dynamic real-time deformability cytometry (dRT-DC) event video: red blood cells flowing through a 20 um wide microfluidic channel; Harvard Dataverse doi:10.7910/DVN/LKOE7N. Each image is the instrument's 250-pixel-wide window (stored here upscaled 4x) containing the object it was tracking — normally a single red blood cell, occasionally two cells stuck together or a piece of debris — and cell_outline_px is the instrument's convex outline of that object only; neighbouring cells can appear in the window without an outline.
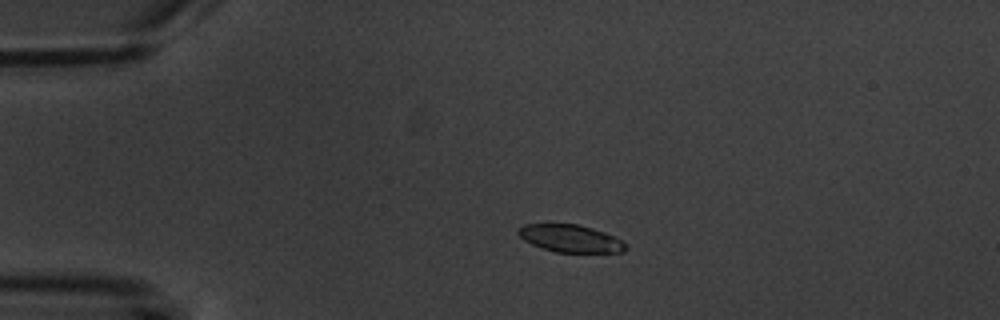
{"species": "common noctule bat (a hibernating species)", "species_latin": "Nyctalus noctula", "temperature_condition": "warm", "stored_images_in_passage": 6, "camera_frame_rate_fps": 3000, "um_per_image_px": 0.085, "animal": {"sex": "male", "body_mass_g": 20.1, "forearm_length_mm": 53.5}, "frame": {"image": 1, "passage_image": 3, "time_ms": 2.333, "image_size_px": [1000, 320], "cell_outline_px": [[628, 248], [624, 252], [556, 252], [532, 244], [524, 240], [516, 232], [516, 228], [524, 224], [576, 224], [592, 228], [616, 236]], "centroid_in_image_um": [48.47, 20.26], "position_along_channel_um": 36.5, "area_um2": 17.11}}
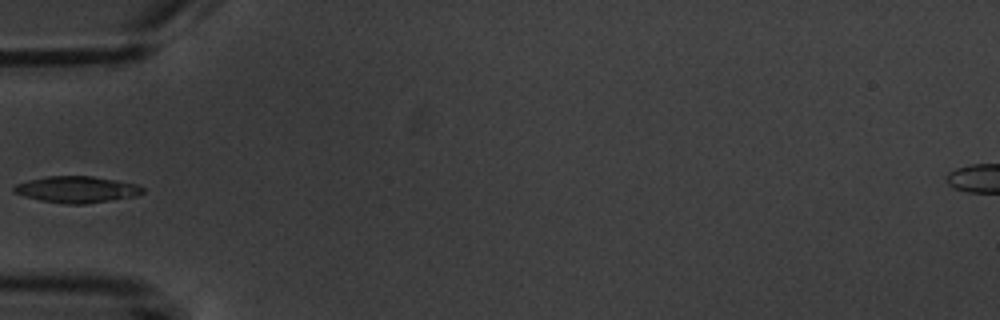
{"frame": {"image": 2, "passage_image": 5, "time_ms": 4.667, "image_size_px": [1000, 320], "cell_outline_px": [[144, 192], [136, 196], [84, 204], [64, 204], [40, 200], [24, 196], [12, 192], [12, 188], [16, 184], [28, 180], [44, 176], [92, 176], [116, 180], [136, 184], [144, 188]], "centroid_in_image_um": [6.49, 16.1], "position_along_channel_um": 78.5, "area_um2": 19.88}}
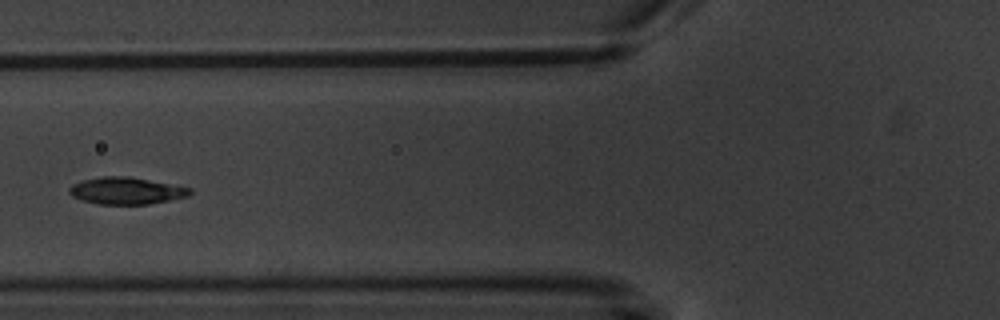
{"frame": {"image": 3, "passage_image": 6, "time_ms": 5.667, "image_size_px": [1000, 320], "cell_outline_px": [[192, 192], [188, 196], [148, 204], [96, 204], [72, 196], [68, 192], [68, 188], [72, 184], [84, 180], [100, 176], [128, 176], [192, 188]], "centroid_in_image_um": [10.71, 16.21], "position_along_channel_um": 115.1, "area_um2": 18.84}}